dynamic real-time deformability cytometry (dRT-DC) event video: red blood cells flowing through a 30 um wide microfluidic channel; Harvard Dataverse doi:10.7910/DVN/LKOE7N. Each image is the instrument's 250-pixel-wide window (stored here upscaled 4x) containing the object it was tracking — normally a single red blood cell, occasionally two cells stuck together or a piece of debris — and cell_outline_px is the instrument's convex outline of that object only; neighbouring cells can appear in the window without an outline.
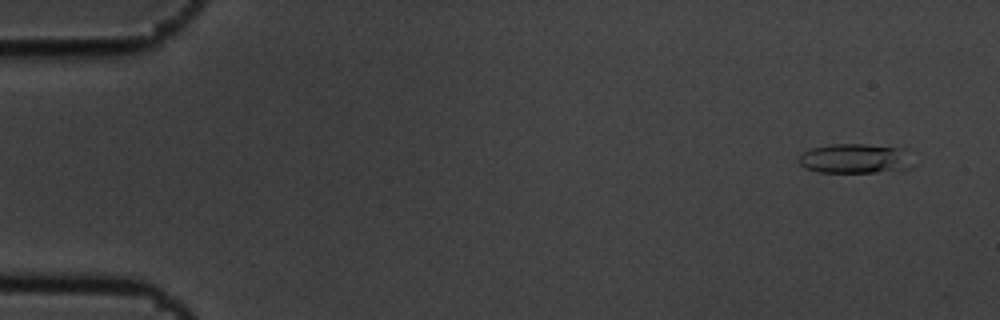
{"species": "common noctule bat (a hibernating species)", "species_latin": "Nyctalus noctula", "temperature_condition": "cold", "stored_images_in_passage": 6, "camera_frame_rate_fps": 3000, "um_per_image_px": 0.085, "animal": {"sex": "male", "body_mass_g": 19.5, "forearm_length_mm": 54.6}, "frame": {"image": 1, "passage_image": 2, "time_ms": 0.333, "image_size_px": [1000, 320], "cell_outline_px": [[912, 168], [876, 172], [820, 172], [804, 168], [796, 160], [808, 148], [832, 144], [864, 144], [908, 148]], "centroid_in_image_um": [72.69, 13.46], "position_along_channel_um": 12.3, "area_um2": 20.0}}